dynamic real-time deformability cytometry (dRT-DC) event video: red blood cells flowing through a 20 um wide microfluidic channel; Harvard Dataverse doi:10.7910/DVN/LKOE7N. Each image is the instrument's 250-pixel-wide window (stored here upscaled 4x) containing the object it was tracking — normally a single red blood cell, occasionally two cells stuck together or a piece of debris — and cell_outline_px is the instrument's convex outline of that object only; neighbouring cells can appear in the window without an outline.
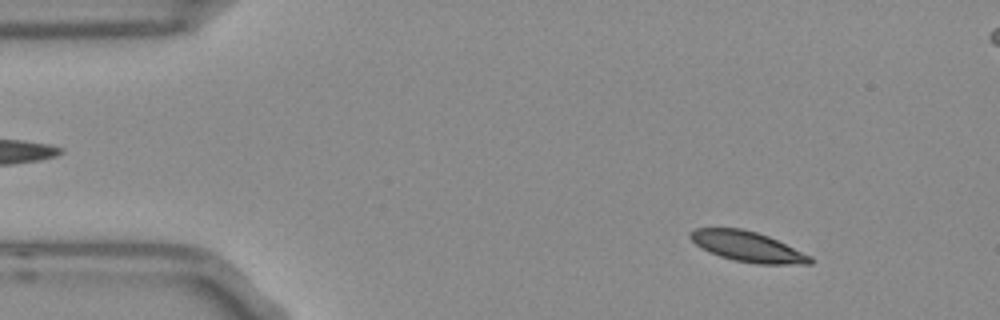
{"species": "Egyptian fruit bat (a non-hibernating species)", "species_latin": "Rousettus aegyptiacus", "temperature_condition": "room temperature", "stored_images_in_passage": 54, "camera_frame_rate_fps": 3000, "um_per_image_px": 0.085, "frame": {"image": 1, "passage_image": 6, "time_ms": 1.667, "image_size_px": [1000, 320], "cell_outline_px": [[812, 264], [756, 264], [732, 260], [720, 256], [696, 244], [688, 236], [688, 232], [696, 228], [740, 228], [756, 232], [768, 236], [812, 256]], "centroid_in_image_um": [63.55, 20.96], "position_along_channel_um": 21.4, "area_um2": 20.98}}
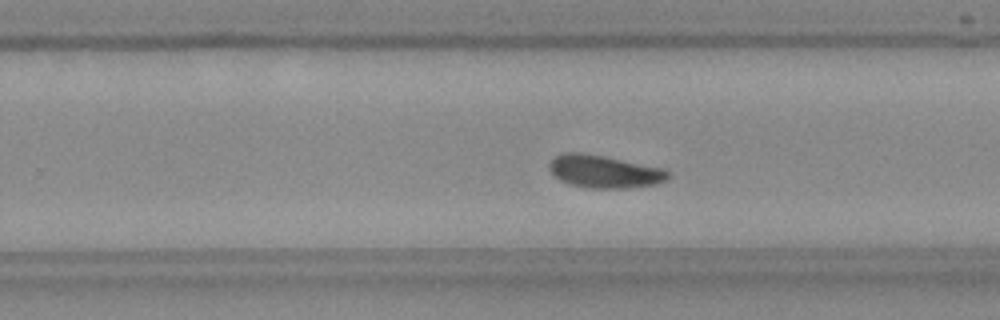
{"frame": {"image": 2, "passage_image": 33, "time_ms": 10.667, "image_size_px": [1000, 320], "cell_outline_px": [[672, 176], [668, 180], [656, 184], [628, 188], [592, 188], [568, 184], [560, 180], [552, 172], [548, 164], [556, 156], [564, 152], [580, 152], [664, 168]], "centroid_in_image_um": [51.4, 14.59], "position_along_channel_um": 278.4, "area_um2": 22.48}}
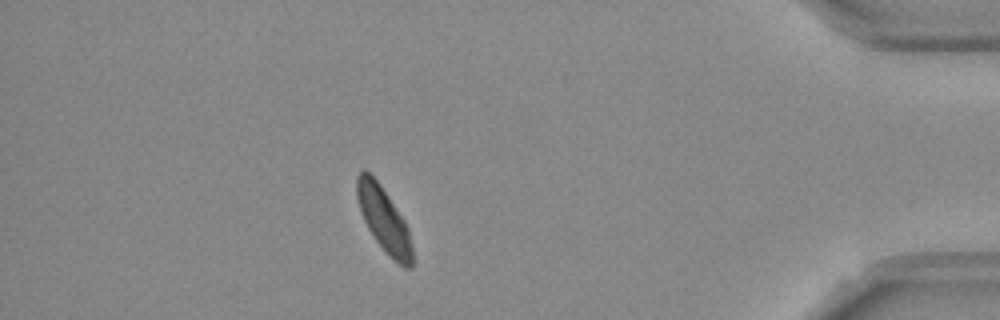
{"frame": {"image": 3, "passage_image": 47, "time_ms": 15.333, "image_size_px": [1000, 320], "cell_outline_px": [[412, 268], [404, 268], [392, 260], [376, 240], [368, 228], [364, 220], [356, 196], [356, 176], [364, 168], [380, 184], [404, 220], [408, 228], [412, 244]], "centroid_in_image_um": [32.63, 18.68], "position_along_channel_um": 402.6, "area_um2": 20.69}, "authors_computed_cell_mechanics": {"area_um2": 21.8195, "velocity_mm_per_s": 3.6938, "shape_relaxation_time_tau1_ms": 5.4547, "shape_relaxation_time_tau2_ms": 7.5918, "deformation_change_tau1": 0.1252, "deformation_change_tau2": 0.115}}